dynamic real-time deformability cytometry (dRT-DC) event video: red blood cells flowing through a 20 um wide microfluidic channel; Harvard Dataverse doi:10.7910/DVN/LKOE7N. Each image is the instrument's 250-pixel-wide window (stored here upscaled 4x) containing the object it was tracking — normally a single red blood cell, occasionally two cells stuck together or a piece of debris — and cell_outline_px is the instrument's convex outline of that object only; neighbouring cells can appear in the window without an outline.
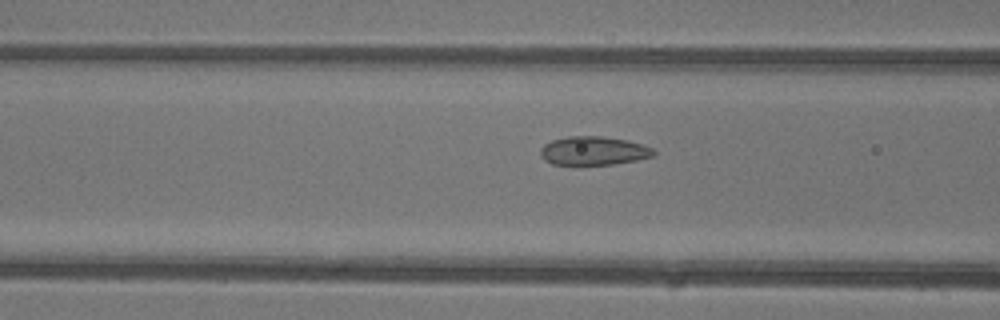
{"species": "common noctule bat (a hibernating species)", "species_latin": "Nyctalus noctula", "temperature_condition": "warm", "stored_images_in_passage": 43, "camera_frame_rate_fps": 3000, "um_per_image_px": 0.085, "animal": {"sex": "female"}, "frame": {"image": 1, "passage_image": 20, "time_ms": 6.333, "image_size_px": [1000, 320], "cell_outline_px": [[656, 152], [652, 156], [636, 160], [612, 164], [572, 168], [552, 164], [544, 160], [540, 156], [540, 148], [544, 144], [552, 140], [568, 136], [600, 136], [628, 140], [644, 144], [652, 148]], "centroid_in_image_um": [50.38, 12.86], "position_along_channel_um": 116.2, "area_um2": 19.77}}
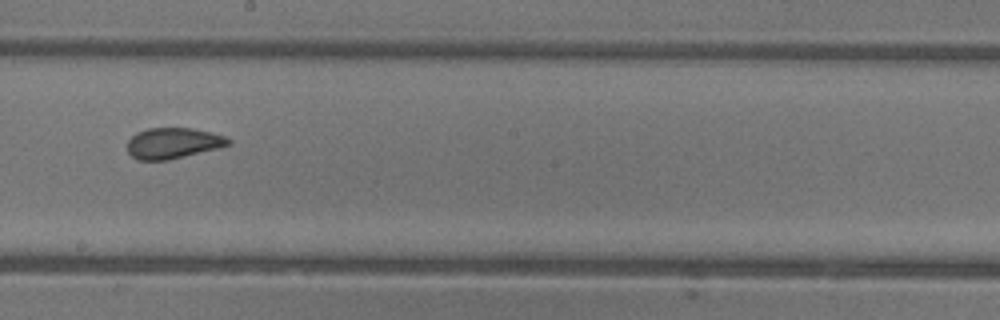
{"frame": {"image": 2, "passage_image": 28, "time_ms": 9.0, "image_size_px": [1000, 320], "cell_outline_px": [[232, 144], [220, 148], [168, 160], [136, 160], [128, 152], [128, 140], [136, 132], [148, 128], [192, 128], [212, 132], [224, 136], [232, 140]], "centroid_in_image_um": [14.74, 12.17], "position_along_channel_um": 233.5, "area_um2": 18.32}}
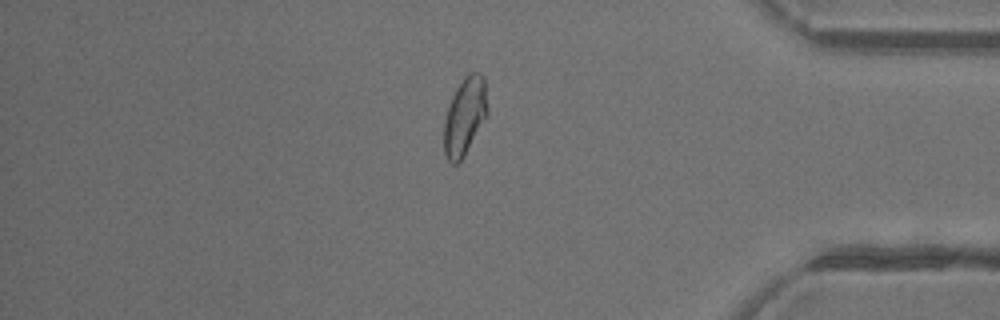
{"frame": {"image": 3, "passage_image": 41, "time_ms": 13.333, "image_size_px": [1000, 320], "cell_outline_px": [[488, 116], [464, 156], [456, 164], [452, 164], [444, 156], [444, 120], [452, 96], [456, 88], [464, 76], [468, 72], [480, 72], [484, 76], [488, 108]], "centroid_in_image_um": [39.52, 9.87], "position_along_channel_um": 395.7, "area_um2": 20.0}}